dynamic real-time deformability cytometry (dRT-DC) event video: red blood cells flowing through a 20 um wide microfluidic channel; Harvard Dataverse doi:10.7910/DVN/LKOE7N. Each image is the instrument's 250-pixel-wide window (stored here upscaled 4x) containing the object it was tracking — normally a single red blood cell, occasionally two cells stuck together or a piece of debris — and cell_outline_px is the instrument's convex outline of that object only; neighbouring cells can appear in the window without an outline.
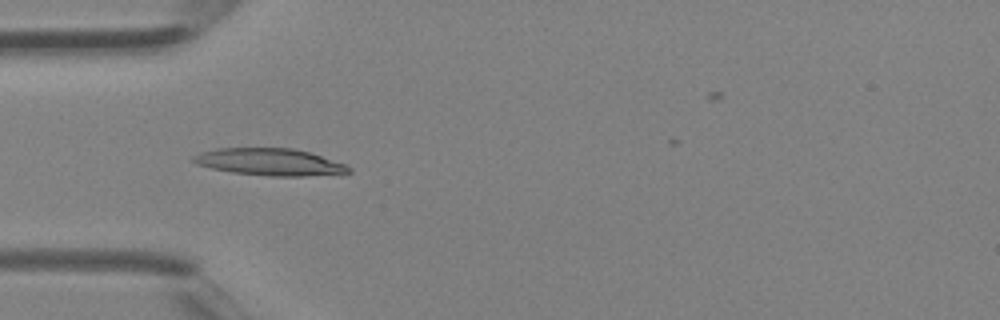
{"species": "Egyptian fruit bat (a non-hibernating species)", "species_latin": "Rousettus aegyptiacus", "temperature_condition": "room temperature", "stored_images_in_passage": 26, "camera_frame_rate_fps": 3000, "um_per_image_px": 0.085, "animal": {"sex": "female"}, "frame": {"image": 1, "passage_image": 1, "time_ms": 0.0, "image_size_px": [1000, 320], "cell_outline_px": [[352, 172], [304, 176], [272, 176], [232, 172], [212, 168], [196, 164], [192, 160], [192, 156], [200, 152], [216, 148], [292, 148], [308, 152], [344, 164], [352, 168]], "centroid_in_image_um": [22.88, 13.76], "position_along_channel_um": 62.1, "area_um2": 24.22}}
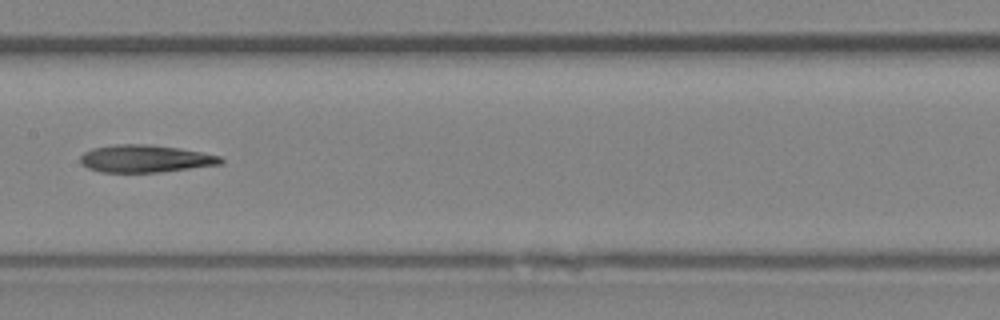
{"frame": {"image": 2, "passage_image": 9, "time_ms": 2.667, "image_size_px": [1000, 320], "cell_outline_px": [[224, 164], [160, 172], [100, 172], [88, 168], [80, 164], [80, 156], [84, 152], [92, 148], [112, 144], [148, 144], [180, 148], [220, 156], [224, 160]], "centroid_in_image_um": [12.33, 13.48], "position_along_channel_um": 195.1, "area_um2": 22.66}}
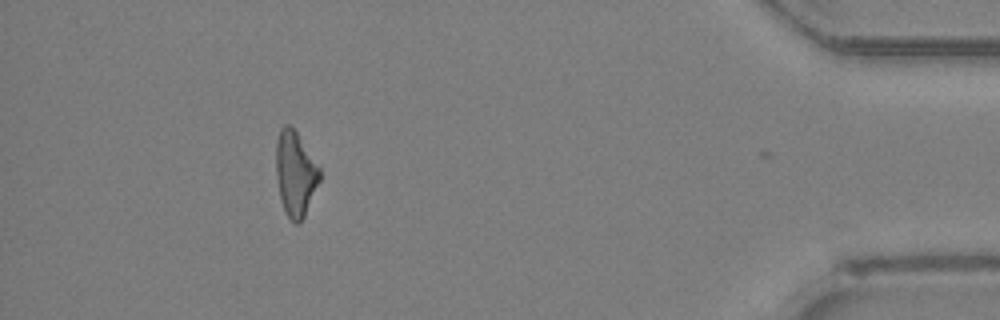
{"frame": {"image": 3, "passage_image": 25, "time_ms": 8.0, "image_size_px": [1000, 320], "cell_outline_px": [[320, 180], [304, 216], [296, 224], [288, 216], [280, 200], [276, 176], [276, 140], [280, 128], [284, 124], [288, 124], [296, 132], [320, 168]], "centroid_in_image_um": [25.08, 14.74], "position_along_channel_um": 410.1, "area_um2": 21.27}}